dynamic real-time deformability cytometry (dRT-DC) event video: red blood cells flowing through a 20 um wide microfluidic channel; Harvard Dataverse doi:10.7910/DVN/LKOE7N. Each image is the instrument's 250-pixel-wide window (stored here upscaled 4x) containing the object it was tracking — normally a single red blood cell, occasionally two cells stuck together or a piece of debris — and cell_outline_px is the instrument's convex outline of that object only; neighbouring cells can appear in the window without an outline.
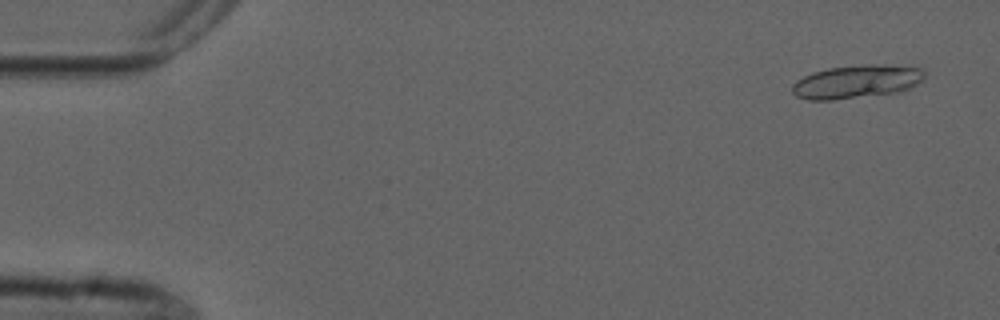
{"species": "common noctule bat (a hibernating species)", "species_latin": "Nyctalus noctula", "temperature_condition": "cold", "stored_images_in_passage": 18, "camera_frame_rate_fps": 3000, "um_per_image_px": 0.085, "animal": {"sex": "male", "forearm_length_mm": 52.5}, "frame": {"image": 1, "passage_image": 3, "time_ms": 0.667, "image_size_px": [1000, 320], "cell_outline_px": [[924, 76], [916, 84], [900, 92], [832, 100], [808, 100], [796, 96], [792, 92], [792, 84], [796, 80], [812, 72], [828, 68], [864, 64], [884, 64], [924, 68]], "centroid_in_image_um": [72.78, 6.93], "position_along_channel_um": 12.2, "area_um2": 25.78}}
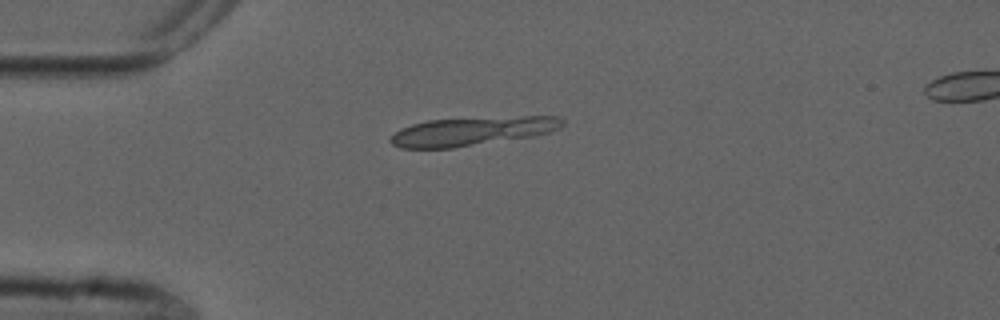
{"frame": {"image": 2, "passage_image": 14, "time_ms": 4.333, "image_size_px": [1000, 320], "cell_outline_px": [[564, 124], [560, 128], [536, 136], [452, 148], [400, 148], [392, 144], [388, 140], [400, 128], [412, 124], [428, 120], [520, 116], [560, 116], [564, 120]], "centroid_in_image_um": [40.16, 11.15], "position_along_channel_um": 44.8, "area_um2": 28.84}}